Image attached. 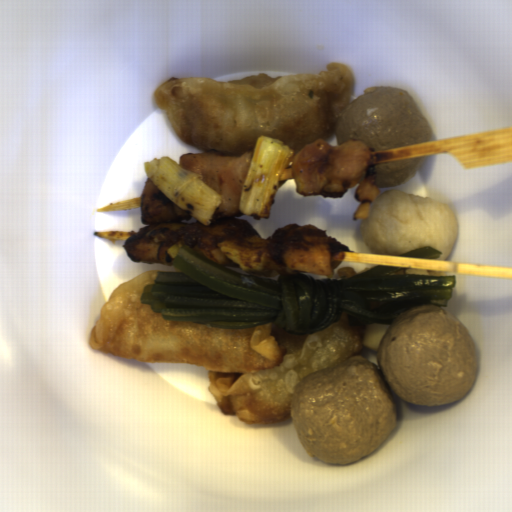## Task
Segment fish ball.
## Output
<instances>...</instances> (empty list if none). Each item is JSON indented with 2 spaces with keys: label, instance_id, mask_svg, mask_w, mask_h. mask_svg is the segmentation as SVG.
<instances>
[{
  "label": "fish ball",
  "instance_id": "1",
  "mask_svg": "<svg viewBox=\"0 0 512 512\" xmlns=\"http://www.w3.org/2000/svg\"><path fill=\"white\" fill-rule=\"evenodd\" d=\"M372 254L403 255L431 246L449 258L458 236V221L450 205L402 190H387L372 203L370 216L359 226Z\"/></svg>",
  "mask_w": 512,
  "mask_h": 512
}]
</instances>
